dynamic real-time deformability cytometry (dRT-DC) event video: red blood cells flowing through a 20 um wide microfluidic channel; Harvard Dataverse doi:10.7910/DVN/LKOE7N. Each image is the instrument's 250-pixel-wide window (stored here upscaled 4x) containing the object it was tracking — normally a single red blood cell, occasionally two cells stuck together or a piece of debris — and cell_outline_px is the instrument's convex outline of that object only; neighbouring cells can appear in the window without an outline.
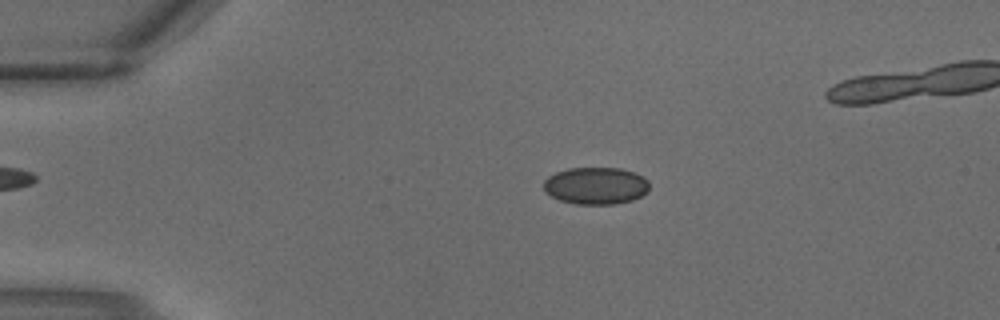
{"species": "common noctule bat (a hibernating species)", "species_latin": "Nyctalus noctula", "temperature_condition": "warm", "stored_images_in_passage": 4, "camera_frame_rate_fps": 3000, "um_per_image_px": 0.085, "animal": {"sex": "male", "body_mass_g": 18.8}, "frame": {"image": 1, "passage_image": 1, "time_ms": 0.0, "image_size_px": [1000, 320], "cell_outline_px": [[648, 192], [632, 200], [616, 204], [576, 204], [560, 200], [552, 196], [544, 188], [544, 180], [548, 176], [556, 172], [568, 168], [620, 168], [644, 176], [648, 180]], "centroid_in_image_um": [50.66, 15.78], "position_along_channel_um": 34.3, "area_um2": 22.83}}
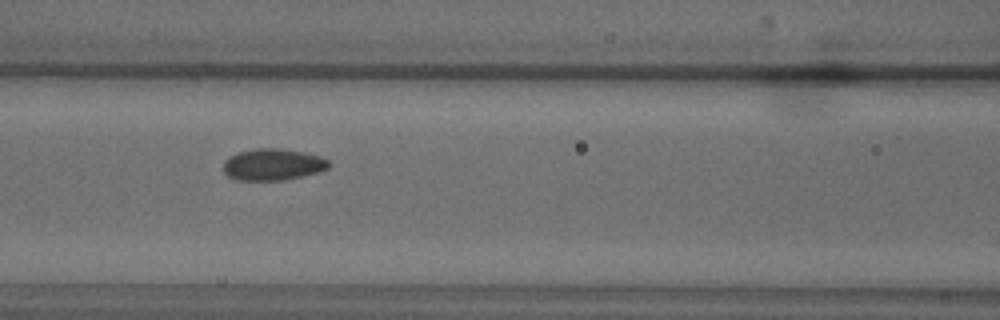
{"frame": {"image": 2, "passage_image": 4, "time_ms": 1.0, "image_size_px": [1000, 320], "cell_outline_px": [[332, 164], [328, 168], [316, 172], [284, 180], [236, 180], [228, 176], [224, 172], [224, 160], [236, 152], [256, 148], [280, 148], [304, 152], [320, 156], [328, 160]], "centroid_in_image_um": [23.17, 13.97], "position_along_channel_um": 143.4, "area_um2": 19.48}}